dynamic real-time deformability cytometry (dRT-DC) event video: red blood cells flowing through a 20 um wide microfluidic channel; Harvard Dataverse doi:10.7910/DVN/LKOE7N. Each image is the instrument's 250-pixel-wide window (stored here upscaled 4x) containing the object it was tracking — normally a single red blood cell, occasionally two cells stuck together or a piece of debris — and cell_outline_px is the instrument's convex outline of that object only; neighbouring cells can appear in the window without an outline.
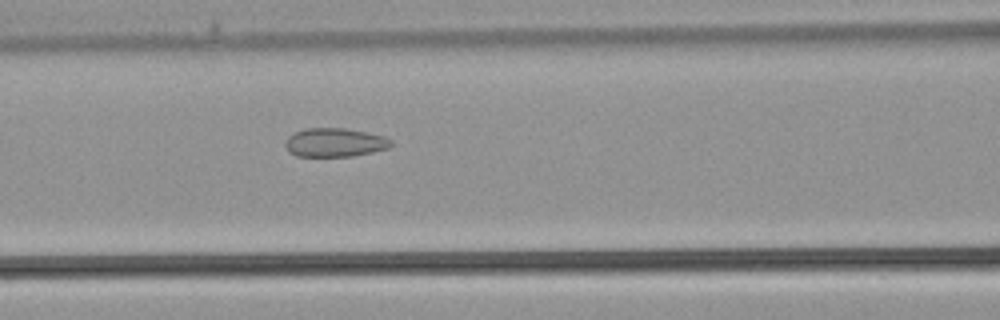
{"species": "common noctule bat (a hibernating species)", "species_latin": "Nyctalus noctula", "temperature_condition": "warm", "stored_images_in_passage": 36, "camera_frame_rate_fps": 3000, "um_per_image_px": 0.085, "animal": {"sex": "male", "body_mass_g": 21.5, "forearm_length_mm": 52.0}, "frame": {"image": 1, "passage_image": 15, "time_ms": 4.667, "image_size_px": [1000, 320], "cell_outline_px": [[392, 144], [388, 148], [372, 152], [352, 156], [296, 156], [288, 152], [284, 144], [288, 136], [304, 128], [344, 128], [368, 132], [384, 136], [392, 140]], "centroid_in_image_um": [28.44, 12.11], "position_along_channel_um": 138.2, "area_um2": 17.8}}
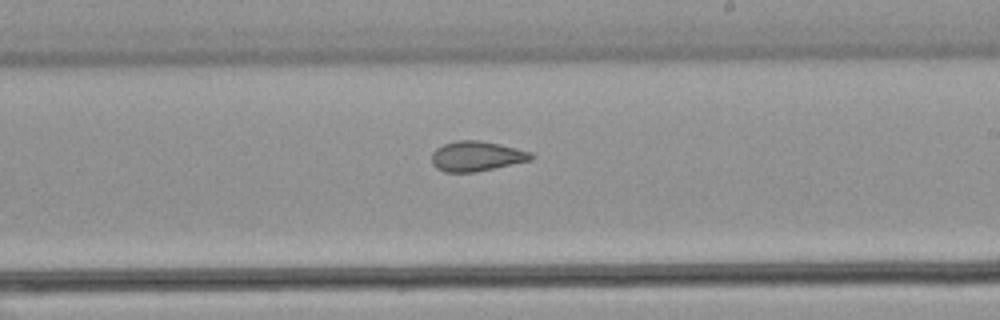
{"frame": {"image": 2, "passage_image": 21, "time_ms": 6.667, "image_size_px": [1000, 320], "cell_outline_px": [[536, 156], [532, 160], [476, 172], [444, 172], [436, 168], [432, 164], [432, 152], [436, 148], [444, 144], [456, 140], [480, 140], [500, 144], [532, 152]], "centroid_in_image_um": [40.52, 13.27], "position_along_channel_um": 248.5, "area_um2": 17.57}}
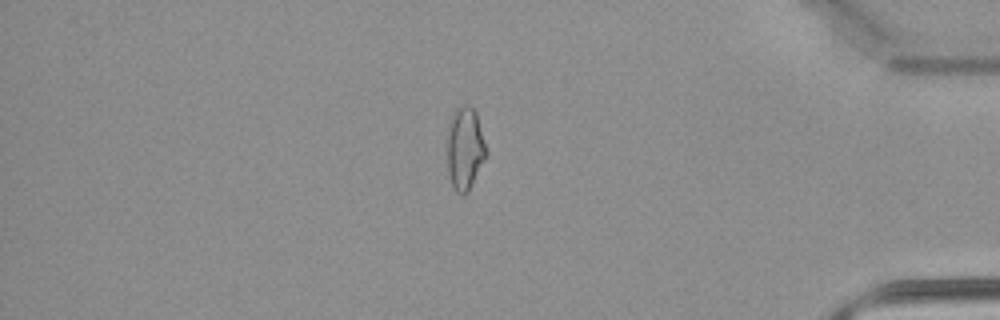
{"frame": {"image": 3, "passage_image": 31, "time_ms": 10.0, "image_size_px": [1000, 320], "cell_outline_px": [[488, 152], [468, 192], [456, 192], [452, 184], [448, 172], [448, 124], [452, 112], [456, 108], [464, 104], [468, 104], [476, 112]], "centroid_in_image_um": [39.52, 12.56], "position_along_channel_um": 395.7, "area_um2": 18.67}}